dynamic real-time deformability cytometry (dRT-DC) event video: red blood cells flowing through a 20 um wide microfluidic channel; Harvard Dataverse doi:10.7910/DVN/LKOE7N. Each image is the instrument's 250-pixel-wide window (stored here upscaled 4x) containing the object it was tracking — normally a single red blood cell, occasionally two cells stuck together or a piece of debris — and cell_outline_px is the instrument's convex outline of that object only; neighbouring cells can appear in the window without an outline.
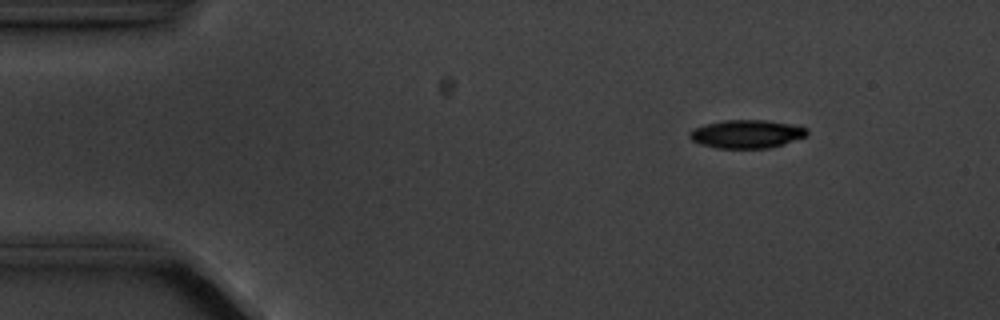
{"species": "common noctule bat (a hibernating species)", "species_latin": "Nyctalus noctula", "temperature_condition": "cold", "stored_images_in_passage": 4, "camera_frame_rate_fps": 3000, "um_per_image_px": 0.085, "animal": {"sex": "male", "body_mass_g": 20.1, "forearm_length_mm": 53.5}, "frame": {"image": 1, "passage_image": 2, "time_ms": 1.333, "image_size_px": [1000, 320], "cell_outline_px": [[808, 136], [784, 144], [768, 148], [716, 148], [700, 144], [692, 140], [688, 136], [688, 132], [692, 128], [704, 124], [724, 120], [764, 120], [788, 124], [808, 128]], "centroid_in_image_um": [63.44, 11.39], "position_along_channel_um": 21.6, "area_um2": 19.48}}